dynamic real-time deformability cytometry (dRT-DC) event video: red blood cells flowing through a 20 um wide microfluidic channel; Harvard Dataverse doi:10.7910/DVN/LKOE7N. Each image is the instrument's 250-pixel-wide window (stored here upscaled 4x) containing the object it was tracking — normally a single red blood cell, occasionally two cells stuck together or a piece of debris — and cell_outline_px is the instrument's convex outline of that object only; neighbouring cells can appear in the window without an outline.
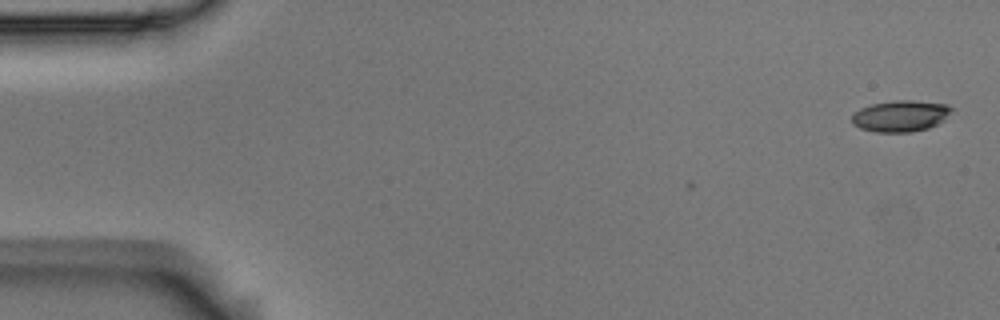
{"species": "Egyptian fruit bat (a non-hibernating species)", "species_latin": "Rousettus aegyptiacus", "temperature_condition": "room temperature", "stored_images_in_passage": 5, "camera_frame_rate_fps": 3000, "um_per_image_px": 0.085, "animal": {"sex": "male"}, "frame": {"image": 1, "passage_image": 1, "time_ms": 0.0, "image_size_px": [1000, 320], "cell_outline_px": [[956, 108], [944, 120], [928, 128], [912, 132], [876, 132], [860, 128], [852, 124], [852, 116], [860, 108], [872, 104], [896, 100], [912, 100], [948, 104]], "centroid_in_image_um": [76.59, 9.85], "position_along_channel_um": 8.4, "area_um2": 18.32}}
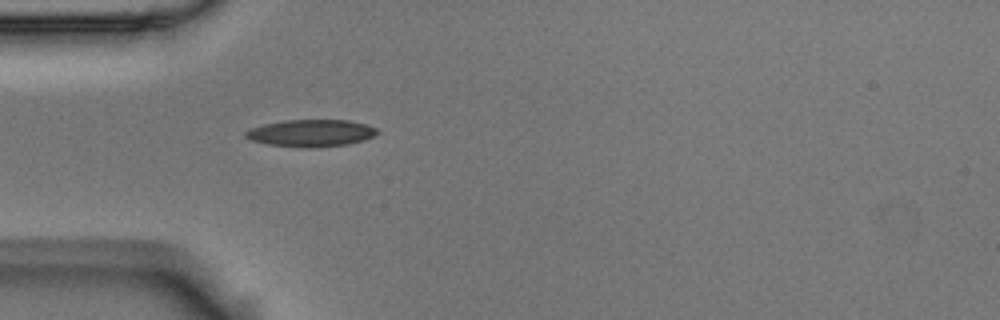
{"frame": {"image": 2, "passage_image": 5, "time_ms": 1.333, "image_size_px": [1000, 320], "cell_outline_px": [[380, 132], [364, 140], [348, 144], [304, 148], [268, 144], [252, 140], [244, 136], [244, 132], [252, 128], [264, 124], [284, 120], [348, 120], [364, 124], [376, 128]], "centroid_in_image_um": [26.43, 11.31], "position_along_channel_um": 58.6, "area_um2": 20.58}}